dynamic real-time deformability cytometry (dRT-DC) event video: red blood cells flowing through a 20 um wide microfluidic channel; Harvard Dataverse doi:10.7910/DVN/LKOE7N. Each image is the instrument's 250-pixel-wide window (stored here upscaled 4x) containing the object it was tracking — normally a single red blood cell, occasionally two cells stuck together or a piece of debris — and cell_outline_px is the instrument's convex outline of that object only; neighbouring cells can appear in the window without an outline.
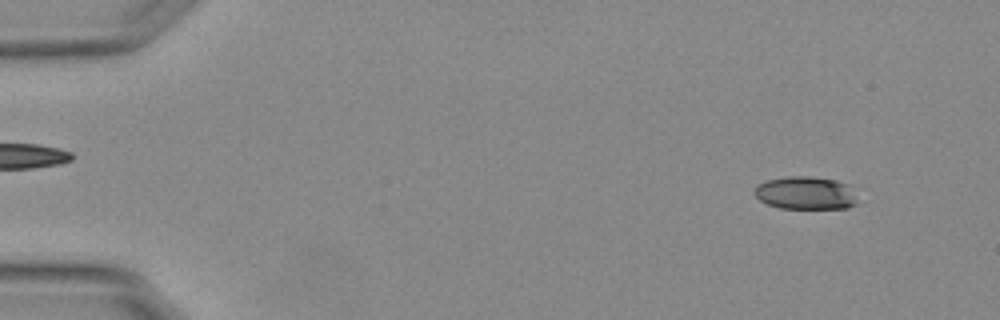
{"species": "Egyptian fruit bat (a non-hibernating species)", "species_latin": "Rousettus aegyptiacus", "temperature_condition": "warm", "stored_images_in_passage": 54, "camera_frame_rate_fps": 3000, "um_per_image_px": 0.085, "animal": {"sex": "female"}, "frame": {"image": 1, "passage_image": 4, "time_ms": 1.0, "image_size_px": [1000, 320], "cell_outline_px": [[856, 204], [848, 208], [780, 208], [768, 204], [760, 200], [752, 192], [760, 184], [768, 180], [788, 176], [808, 176], [836, 180], [848, 184], [856, 200]], "centroid_in_image_um": [68.47, 16.4], "position_along_channel_um": 16.5, "area_um2": 19.54}}
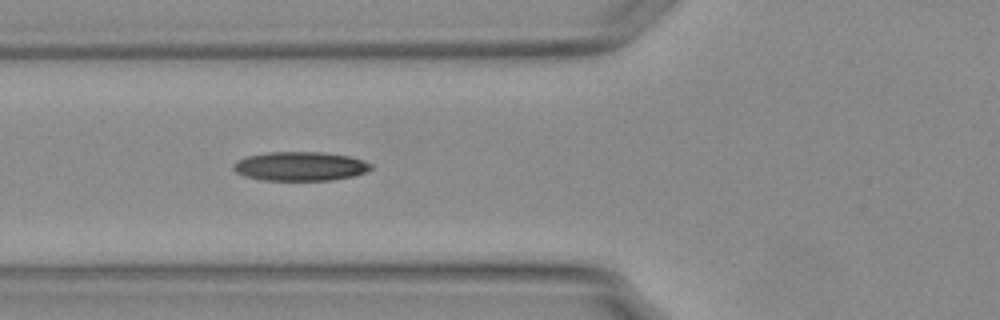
{"frame": {"image": 2, "passage_image": 20, "time_ms": 6.333, "image_size_px": [1000, 320], "cell_outline_px": [[372, 168], [364, 172], [352, 176], [332, 180], [260, 180], [244, 176], [236, 172], [232, 168], [232, 164], [236, 160], [244, 156], [268, 152], [324, 152], [348, 156], [364, 160], [372, 164]], "centroid_in_image_um": [25.46, 14.12], "position_along_channel_um": 100.3, "area_um2": 23.47}}
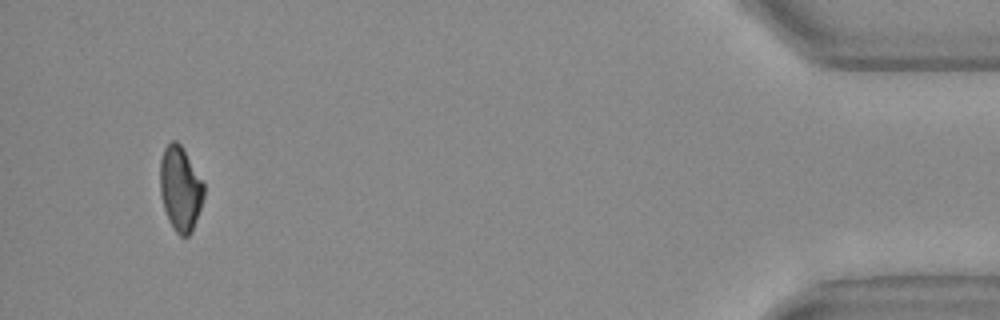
{"frame": {"image": 3, "passage_image": 51, "time_ms": 16.667, "image_size_px": [1000, 320], "cell_outline_px": [[204, 196], [192, 232], [188, 236], [180, 236], [176, 232], [168, 220], [164, 208], [160, 192], [160, 160], [164, 148], [172, 140], [176, 140], [180, 144], [204, 184]], "centroid_in_image_um": [15.31, 16.05], "position_along_channel_um": 419.9, "area_um2": 21.39}, "authors_computed_cell_mechanics": {"area_um2": 22.253, "velocity_mm_per_s": 3.7924, "shape_relaxation_time_tau1_ms": null, "shape_relaxation_time_tau2_ms": 6.2824, "deformation_change_tau1": null, "deformation_change_tau2": 0.1355}}